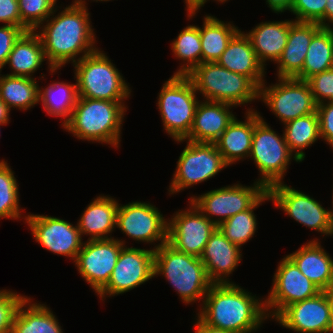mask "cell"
I'll use <instances>...</instances> for the list:
<instances>
[{"label": "cell", "mask_w": 333, "mask_h": 333, "mask_svg": "<svg viewBox=\"0 0 333 333\" xmlns=\"http://www.w3.org/2000/svg\"><path fill=\"white\" fill-rule=\"evenodd\" d=\"M265 201H271L268 191L250 209L231 216L218 228L230 242L241 248L254 237L258 229L254 211Z\"/></svg>", "instance_id": "obj_36"}, {"label": "cell", "mask_w": 333, "mask_h": 333, "mask_svg": "<svg viewBox=\"0 0 333 333\" xmlns=\"http://www.w3.org/2000/svg\"><path fill=\"white\" fill-rule=\"evenodd\" d=\"M306 81L317 105L333 101V68L317 73Z\"/></svg>", "instance_id": "obj_41"}, {"label": "cell", "mask_w": 333, "mask_h": 333, "mask_svg": "<svg viewBox=\"0 0 333 333\" xmlns=\"http://www.w3.org/2000/svg\"><path fill=\"white\" fill-rule=\"evenodd\" d=\"M0 23L22 28L17 0H0Z\"/></svg>", "instance_id": "obj_44"}, {"label": "cell", "mask_w": 333, "mask_h": 333, "mask_svg": "<svg viewBox=\"0 0 333 333\" xmlns=\"http://www.w3.org/2000/svg\"><path fill=\"white\" fill-rule=\"evenodd\" d=\"M38 78L1 74L0 98L12 110L27 111L39 103Z\"/></svg>", "instance_id": "obj_32"}, {"label": "cell", "mask_w": 333, "mask_h": 333, "mask_svg": "<svg viewBox=\"0 0 333 333\" xmlns=\"http://www.w3.org/2000/svg\"><path fill=\"white\" fill-rule=\"evenodd\" d=\"M241 249L230 242L218 227L216 228L200 257L213 284L235 283L229 277L242 262Z\"/></svg>", "instance_id": "obj_20"}, {"label": "cell", "mask_w": 333, "mask_h": 333, "mask_svg": "<svg viewBox=\"0 0 333 333\" xmlns=\"http://www.w3.org/2000/svg\"><path fill=\"white\" fill-rule=\"evenodd\" d=\"M25 31L13 25L0 26V72L5 67L8 56L16 41Z\"/></svg>", "instance_id": "obj_42"}, {"label": "cell", "mask_w": 333, "mask_h": 333, "mask_svg": "<svg viewBox=\"0 0 333 333\" xmlns=\"http://www.w3.org/2000/svg\"><path fill=\"white\" fill-rule=\"evenodd\" d=\"M249 32H244L249 38L258 61L266 69L267 61L274 64L280 58L287 44L290 20L263 21L254 25Z\"/></svg>", "instance_id": "obj_26"}, {"label": "cell", "mask_w": 333, "mask_h": 333, "mask_svg": "<svg viewBox=\"0 0 333 333\" xmlns=\"http://www.w3.org/2000/svg\"><path fill=\"white\" fill-rule=\"evenodd\" d=\"M258 101L267 105L282 125L317 110L308 82L294 77L276 78L271 85L265 80L259 87Z\"/></svg>", "instance_id": "obj_10"}, {"label": "cell", "mask_w": 333, "mask_h": 333, "mask_svg": "<svg viewBox=\"0 0 333 333\" xmlns=\"http://www.w3.org/2000/svg\"><path fill=\"white\" fill-rule=\"evenodd\" d=\"M126 242L119 238L83 242L74 265L96 295L110 280L121 249L128 246Z\"/></svg>", "instance_id": "obj_16"}, {"label": "cell", "mask_w": 333, "mask_h": 333, "mask_svg": "<svg viewBox=\"0 0 333 333\" xmlns=\"http://www.w3.org/2000/svg\"><path fill=\"white\" fill-rule=\"evenodd\" d=\"M283 125L282 131L290 151L300 162L304 161L305 150L321 139L317 111Z\"/></svg>", "instance_id": "obj_33"}, {"label": "cell", "mask_w": 333, "mask_h": 333, "mask_svg": "<svg viewBox=\"0 0 333 333\" xmlns=\"http://www.w3.org/2000/svg\"><path fill=\"white\" fill-rule=\"evenodd\" d=\"M332 190H333V188H332ZM331 204H332L331 209L328 208V212H329V221H330V225H331V230H332V234H333V193H332V203Z\"/></svg>", "instance_id": "obj_50"}, {"label": "cell", "mask_w": 333, "mask_h": 333, "mask_svg": "<svg viewBox=\"0 0 333 333\" xmlns=\"http://www.w3.org/2000/svg\"><path fill=\"white\" fill-rule=\"evenodd\" d=\"M188 203L189 207L168 218V243L177 251L200 258L217 226L190 200Z\"/></svg>", "instance_id": "obj_18"}, {"label": "cell", "mask_w": 333, "mask_h": 333, "mask_svg": "<svg viewBox=\"0 0 333 333\" xmlns=\"http://www.w3.org/2000/svg\"><path fill=\"white\" fill-rule=\"evenodd\" d=\"M1 126H5V125H1V124H0V136H1Z\"/></svg>", "instance_id": "obj_54"}, {"label": "cell", "mask_w": 333, "mask_h": 333, "mask_svg": "<svg viewBox=\"0 0 333 333\" xmlns=\"http://www.w3.org/2000/svg\"><path fill=\"white\" fill-rule=\"evenodd\" d=\"M44 61L46 59L39 34L36 31H26L16 41L8 56L5 67L7 65L11 72L7 75L36 78L34 75L42 68Z\"/></svg>", "instance_id": "obj_28"}, {"label": "cell", "mask_w": 333, "mask_h": 333, "mask_svg": "<svg viewBox=\"0 0 333 333\" xmlns=\"http://www.w3.org/2000/svg\"><path fill=\"white\" fill-rule=\"evenodd\" d=\"M330 298H331V301H332V304H333V283L332 285L329 287V289L327 290Z\"/></svg>", "instance_id": "obj_52"}, {"label": "cell", "mask_w": 333, "mask_h": 333, "mask_svg": "<svg viewBox=\"0 0 333 333\" xmlns=\"http://www.w3.org/2000/svg\"><path fill=\"white\" fill-rule=\"evenodd\" d=\"M202 19V28L198 26L202 63L217 62L226 50L228 42L240 29L232 21H222L211 14H206Z\"/></svg>", "instance_id": "obj_30"}, {"label": "cell", "mask_w": 333, "mask_h": 333, "mask_svg": "<svg viewBox=\"0 0 333 333\" xmlns=\"http://www.w3.org/2000/svg\"><path fill=\"white\" fill-rule=\"evenodd\" d=\"M87 0H77L75 3L79 4V5H82V6H85V7H88V3L86 2ZM109 2V1H112V0H90V2ZM114 1V0H113Z\"/></svg>", "instance_id": "obj_51"}, {"label": "cell", "mask_w": 333, "mask_h": 333, "mask_svg": "<svg viewBox=\"0 0 333 333\" xmlns=\"http://www.w3.org/2000/svg\"><path fill=\"white\" fill-rule=\"evenodd\" d=\"M326 0H293L290 12L295 21L318 23L325 27Z\"/></svg>", "instance_id": "obj_39"}, {"label": "cell", "mask_w": 333, "mask_h": 333, "mask_svg": "<svg viewBox=\"0 0 333 333\" xmlns=\"http://www.w3.org/2000/svg\"><path fill=\"white\" fill-rule=\"evenodd\" d=\"M254 111L256 109L248 107L244 113V121L235 117L215 142L218 151L229 166L249 158L254 132Z\"/></svg>", "instance_id": "obj_27"}, {"label": "cell", "mask_w": 333, "mask_h": 333, "mask_svg": "<svg viewBox=\"0 0 333 333\" xmlns=\"http://www.w3.org/2000/svg\"><path fill=\"white\" fill-rule=\"evenodd\" d=\"M267 191L256 181L250 186L235 183L198 196L192 194L189 200L218 227L231 216L250 209Z\"/></svg>", "instance_id": "obj_11"}, {"label": "cell", "mask_w": 333, "mask_h": 333, "mask_svg": "<svg viewBox=\"0 0 333 333\" xmlns=\"http://www.w3.org/2000/svg\"><path fill=\"white\" fill-rule=\"evenodd\" d=\"M187 77L203 100L235 107L259 100V87L249 77L232 72L217 62L201 63Z\"/></svg>", "instance_id": "obj_6"}, {"label": "cell", "mask_w": 333, "mask_h": 333, "mask_svg": "<svg viewBox=\"0 0 333 333\" xmlns=\"http://www.w3.org/2000/svg\"><path fill=\"white\" fill-rule=\"evenodd\" d=\"M195 0H184L186 7H189Z\"/></svg>", "instance_id": "obj_53"}, {"label": "cell", "mask_w": 333, "mask_h": 333, "mask_svg": "<svg viewBox=\"0 0 333 333\" xmlns=\"http://www.w3.org/2000/svg\"><path fill=\"white\" fill-rule=\"evenodd\" d=\"M154 251L124 246L107 285L97 294L100 300L129 292L154 277Z\"/></svg>", "instance_id": "obj_15"}, {"label": "cell", "mask_w": 333, "mask_h": 333, "mask_svg": "<svg viewBox=\"0 0 333 333\" xmlns=\"http://www.w3.org/2000/svg\"><path fill=\"white\" fill-rule=\"evenodd\" d=\"M321 141L333 150V101L317 105Z\"/></svg>", "instance_id": "obj_43"}, {"label": "cell", "mask_w": 333, "mask_h": 333, "mask_svg": "<svg viewBox=\"0 0 333 333\" xmlns=\"http://www.w3.org/2000/svg\"><path fill=\"white\" fill-rule=\"evenodd\" d=\"M77 86L75 83L51 81L50 84L39 87V104L50 117L60 118L61 127L69 120L77 101Z\"/></svg>", "instance_id": "obj_31"}, {"label": "cell", "mask_w": 333, "mask_h": 333, "mask_svg": "<svg viewBox=\"0 0 333 333\" xmlns=\"http://www.w3.org/2000/svg\"><path fill=\"white\" fill-rule=\"evenodd\" d=\"M267 6L270 8V10L273 13L281 14L284 12L289 11L291 9V6L293 4V0H265Z\"/></svg>", "instance_id": "obj_46"}, {"label": "cell", "mask_w": 333, "mask_h": 333, "mask_svg": "<svg viewBox=\"0 0 333 333\" xmlns=\"http://www.w3.org/2000/svg\"><path fill=\"white\" fill-rule=\"evenodd\" d=\"M194 333H239L224 330L204 322L198 315L195 316Z\"/></svg>", "instance_id": "obj_45"}, {"label": "cell", "mask_w": 333, "mask_h": 333, "mask_svg": "<svg viewBox=\"0 0 333 333\" xmlns=\"http://www.w3.org/2000/svg\"><path fill=\"white\" fill-rule=\"evenodd\" d=\"M333 68V28L322 27L312 38L302 70L294 77H309Z\"/></svg>", "instance_id": "obj_34"}, {"label": "cell", "mask_w": 333, "mask_h": 333, "mask_svg": "<svg viewBox=\"0 0 333 333\" xmlns=\"http://www.w3.org/2000/svg\"><path fill=\"white\" fill-rule=\"evenodd\" d=\"M61 8L57 6L35 30L42 40L47 70L51 76L66 64L73 65L99 48L88 7L72 2Z\"/></svg>", "instance_id": "obj_1"}, {"label": "cell", "mask_w": 333, "mask_h": 333, "mask_svg": "<svg viewBox=\"0 0 333 333\" xmlns=\"http://www.w3.org/2000/svg\"><path fill=\"white\" fill-rule=\"evenodd\" d=\"M319 238L310 239L287 256L298 269L322 291L333 283V259L321 245Z\"/></svg>", "instance_id": "obj_24"}, {"label": "cell", "mask_w": 333, "mask_h": 333, "mask_svg": "<svg viewBox=\"0 0 333 333\" xmlns=\"http://www.w3.org/2000/svg\"><path fill=\"white\" fill-rule=\"evenodd\" d=\"M8 161L0 160V220H20L23 222L28 216L23 214L24 208L20 205L19 184ZM23 208V209H22Z\"/></svg>", "instance_id": "obj_37"}, {"label": "cell", "mask_w": 333, "mask_h": 333, "mask_svg": "<svg viewBox=\"0 0 333 333\" xmlns=\"http://www.w3.org/2000/svg\"><path fill=\"white\" fill-rule=\"evenodd\" d=\"M173 56L181 60L180 66L173 75L187 76L202 63L201 38L198 25L184 27L171 43ZM183 61V62H182Z\"/></svg>", "instance_id": "obj_35"}, {"label": "cell", "mask_w": 333, "mask_h": 333, "mask_svg": "<svg viewBox=\"0 0 333 333\" xmlns=\"http://www.w3.org/2000/svg\"><path fill=\"white\" fill-rule=\"evenodd\" d=\"M26 297L10 289H0V333H11L18 306Z\"/></svg>", "instance_id": "obj_40"}, {"label": "cell", "mask_w": 333, "mask_h": 333, "mask_svg": "<svg viewBox=\"0 0 333 333\" xmlns=\"http://www.w3.org/2000/svg\"><path fill=\"white\" fill-rule=\"evenodd\" d=\"M116 228L138 243L155 245L153 250L168 242V218L148 201L119 203Z\"/></svg>", "instance_id": "obj_12"}, {"label": "cell", "mask_w": 333, "mask_h": 333, "mask_svg": "<svg viewBox=\"0 0 333 333\" xmlns=\"http://www.w3.org/2000/svg\"><path fill=\"white\" fill-rule=\"evenodd\" d=\"M217 63L232 72L249 77L258 87L267 77V69L258 61L249 38L241 29L228 42Z\"/></svg>", "instance_id": "obj_25"}, {"label": "cell", "mask_w": 333, "mask_h": 333, "mask_svg": "<svg viewBox=\"0 0 333 333\" xmlns=\"http://www.w3.org/2000/svg\"><path fill=\"white\" fill-rule=\"evenodd\" d=\"M197 95L187 76L172 75L163 83L156 106L162 119L163 130L174 141L184 139L189 134L201 98Z\"/></svg>", "instance_id": "obj_8"}, {"label": "cell", "mask_w": 333, "mask_h": 333, "mask_svg": "<svg viewBox=\"0 0 333 333\" xmlns=\"http://www.w3.org/2000/svg\"><path fill=\"white\" fill-rule=\"evenodd\" d=\"M254 161L260 175L256 182L267 190L283 183L289 164L300 161L290 151L284 134H279L265 121L259 111H254V132L249 158Z\"/></svg>", "instance_id": "obj_7"}, {"label": "cell", "mask_w": 333, "mask_h": 333, "mask_svg": "<svg viewBox=\"0 0 333 333\" xmlns=\"http://www.w3.org/2000/svg\"><path fill=\"white\" fill-rule=\"evenodd\" d=\"M321 28L318 23L290 20L287 44L275 63L277 78H292L302 70L310 42Z\"/></svg>", "instance_id": "obj_22"}, {"label": "cell", "mask_w": 333, "mask_h": 333, "mask_svg": "<svg viewBox=\"0 0 333 333\" xmlns=\"http://www.w3.org/2000/svg\"><path fill=\"white\" fill-rule=\"evenodd\" d=\"M126 102L78 97L69 120L62 129L78 140L110 145L119 149Z\"/></svg>", "instance_id": "obj_3"}, {"label": "cell", "mask_w": 333, "mask_h": 333, "mask_svg": "<svg viewBox=\"0 0 333 333\" xmlns=\"http://www.w3.org/2000/svg\"><path fill=\"white\" fill-rule=\"evenodd\" d=\"M273 321L295 333H333V304L327 291L288 305Z\"/></svg>", "instance_id": "obj_19"}, {"label": "cell", "mask_w": 333, "mask_h": 333, "mask_svg": "<svg viewBox=\"0 0 333 333\" xmlns=\"http://www.w3.org/2000/svg\"><path fill=\"white\" fill-rule=\"evenodd\" d=\"M271 284L265 296V309L271 321L288 305L314 297L322 291L301 273L287 255L278 263Z\"/></svg>", "instance_id": "obj_14"}, {"label": "cell", "mask_w": 333, "mask_h": 333, "mask_svg": "<svg viewBox=\"0 0 333 333\" xmlns=\"http://www.w3.org/2000/svg\"><path fill=\"white\" fill-rule=\"evenodd\" d=\"M158 276L168 281L185 305L203 302L213 284L199 257L177 251L168 242L154 251V277Z\"/></svg>", "instance_id": "obj_4"}, {"label": "cell", "mask_w": 333, "mask_h": 333, "mask_svg": "<svg viewBox=\"0 0 333 333\" xmlns=\"http://www.w3.org/2000/svg\"><path fill=\"white\" fill-rule=\"evenodd\" d=\"M325 27L333 28V0H326Z\"/></svg>", "instance_id": "obj_49"}, {"label": "cell", "mask_w": 333, "mask_h": 333, "mask_svg": "<svg viewBox=\"0 0 333 333\" xmlns=\"http://www.w3.org/2000/svg\"><path fill=\"white\" fill-rule=\"evenodd\" d=\"M199 305L204 322L231 332L255 333L269 319L265 298L236 283L212 284Z\"/></svg>", "instance_id": "obj_2"}, {"label": "cell", "mask_w": 333, "mask_h": 333, "mask_svg": "<svg viewBox=\"0 0 333 333\" xmlns=\"http://www.w3.org/2000/svg\"><path fill=\"white\" fill-rule=\"evenodd\" d=\"M78 97L126 102L132 89L101 49L73 64Z\"/></svg>", "instance_id": "obj_5"}, {"label": "cell", "mask_w": 333, "mask_h": 333, "mask_svg": "<svg viewBox=\"0 0 333 333\" xmlns=\"http://www.w3.org/2000/svg\"><path fill=\"white\" fill-rule=\"evenodd\" d=\"M58 321L48 305L27 296L18 306L11 333H64Z\"/></svg>", "instance_id": "obj_29"}, {"label": "cell", "mask_w": 333, "mask_h": 333, "mask_svg": "<svg viewBox=\"0 0 333 333\" xmlns=\"http://www.w3.org/2000/svg\"><path fill=\"white\" fill-rule=\"evenodd\" d=\"M10 112L11 109L3 102L0 98V124L6 125L10 123Z\"/></svg>", "instance_id": "obj_48"}, {"label": "cell", "mask_w": 333, "mask_h": 333, "mask_svg": "<svg viewBox=\"0 0 333 333\" xmlns=\"http://www.w3.org/2000/svg\"><path fill=\"white\" fill-rule=\"evenodd\" d=\"M114 196L100 194L93 198L76 222L81 237L87 240L112 239L116 230L119 201Z\"/></svg>", "instance_id": "obj_23"}, {"label": "cell", "mask_w": 333, "mask_h": 333, "mask_svg": "<svg viewBox=\"0 0 333 333\" xmlns=\"http://www.w3.org/2000/svg\"><path fill=\"white\" fill-rule=\"evenodd\" d=\"M233 107L236 108L227 103L200 100L190 132L183 140L215 143L237 116L232 112Z\"/></svg>", "instance_id": "obj_21"}, {"label": "cell", "mask_w": 333, "mask_h": 333, "mask_svg": "<svg viewBox=\"0 0 333 333\" xmlns=\"http://www.w3.org/2000/svg\"><path fill=\"white\" fill-rule=\"evenodd\" d=\"M27 223L35 242L45 250L70 258L75 262L83 245V239L76 225L59 217L43 214H27Z\"/></svg>", "instance_id": "obj_17"}, {"label": "cell", "mask_w": 333, "mask_h": 333, "mask_svg": "<svg viewBox=\"0 0 333 333\" xmlns=\"http://www.w3.org/2000/svg\"><path fill=\"white\" fill-rule=\"evenodd\" d=\"M22 29L35 31L56 9L57 0H17Z\"/></svg>", "instance_id": "obj_38"}, {"label": "cell", "mask_w": 333, "mask_h": 333, "mask_svg": "<svg viewBox=\"0 0 333 333\" xmlns=\"http://www.w3.org/2000/svg\"><path fill=\"white\" fill-rule=\"evenodd\" d=\"M274 207L283 211L297 223L333 238L328 209L320 201L288 184L279 183L268 189Z\"/></svg>", "instance_id": "obj_13"}, {"label": "cell", "mask_w": 333, "mask_h": 333, "mask_svg": "<svg viewBox=\"0 0 333 333\" xmlns=\"http://www.w3.org/2000/svg\"><path fill=\"white\" fill-rule=\"evenodd\" d=\"M185 141L186 146L180 153L173 178L167 189L170 196L206 182L218 175L221 170L230 167L224 161L215 143L175 140L177 144Z\"/></svg>", "instance_id": "obj_9"}, {"label": "cell", "mask_w": 333, "mask_h": 333, "mask_svg": "<svg viewBox=\"0 0 333 333\" xmlns=\"http://www.w3.org/2000/svg\"><path fill=\"white\" fill-rule=\"evenodd\" d=\"M207 1L210 0H195L189 7L185 6V10L187 12L186 17L188 20H192L193 18H195V16L197 17V14L199 13L201 7H204L205 4L207 3ZM216 3H222L225 4L226 2L230 1V0H213Z\"/></svg>", "instance_id": "obj_47"}]
</instances>
